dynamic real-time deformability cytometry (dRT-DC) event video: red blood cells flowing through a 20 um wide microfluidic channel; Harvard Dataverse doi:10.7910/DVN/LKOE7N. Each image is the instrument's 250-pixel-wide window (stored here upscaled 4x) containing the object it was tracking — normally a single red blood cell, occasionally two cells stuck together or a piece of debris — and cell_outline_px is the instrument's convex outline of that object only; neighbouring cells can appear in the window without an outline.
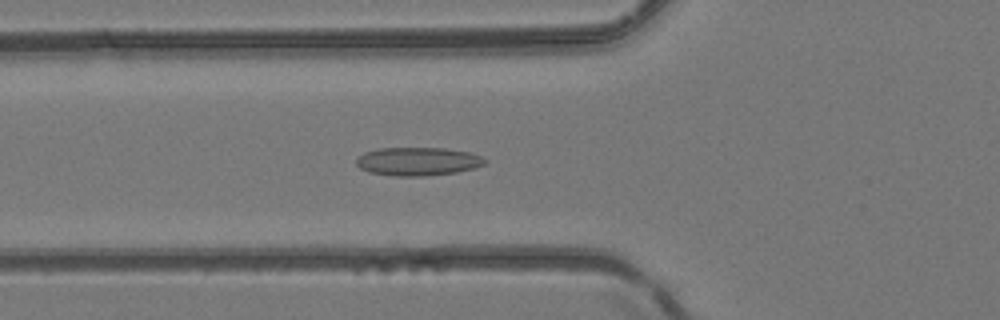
{"species": "common noctule bat (a hibernating species)", "species_latin": "Nyctalus noctula", "temperature_condition": "room temperature", "stored_images_in_passage": 48, "camera_frame_rate_fps": 3000, "um_per_image_px": 0.085, "animal": {"sex": "female", "body_mass_g": 24.6, "forearm_length_mm": 56.2}, "frame": {"image": 1, "passage_image": 18, "time_ms": 5.667, "image_size_px": [1000, 320], "cell_outline_px": [[488, 160], [484, 164], [476, 168], [456, 172], [424, 176], [392, 176], [368, 172], [360, 168], [356, 164], [356, 160], [364, 152], [380, 148], [444, 148], [468, 152], [480, 156]], "centroid_in_image_um": [35.51, 13.72], "position_along_channel_um": 90.3, "area_um2": 21.27}}
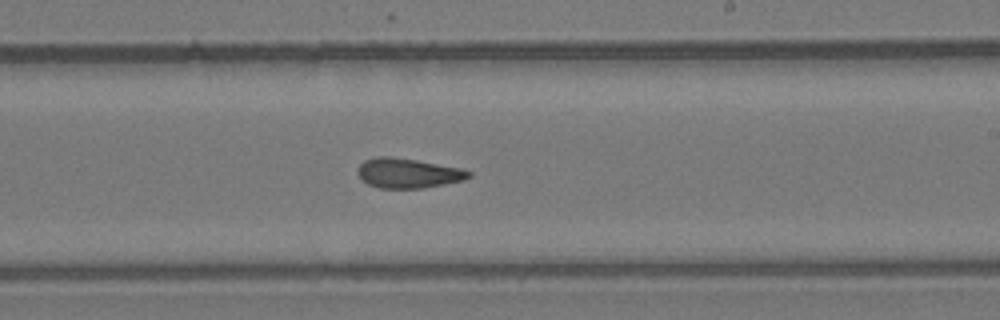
{"frame": {"image": 2, "passage_image": 29, "time_ms": 9.333, "image_size_px": [1000, 320], "cell_outline_px": [[472, 176], [464, 180], [424, 188], [380, 188], [368, 184], [356, 172], [360, 164], [364, 160], [376, 156], [388, 156], [416, 160], [460, 168], [472, 172]], "centroid_in_image_um": [34.68, 14.71], "position_along_channel_um": 254.3, "area_um2": 19.19}}
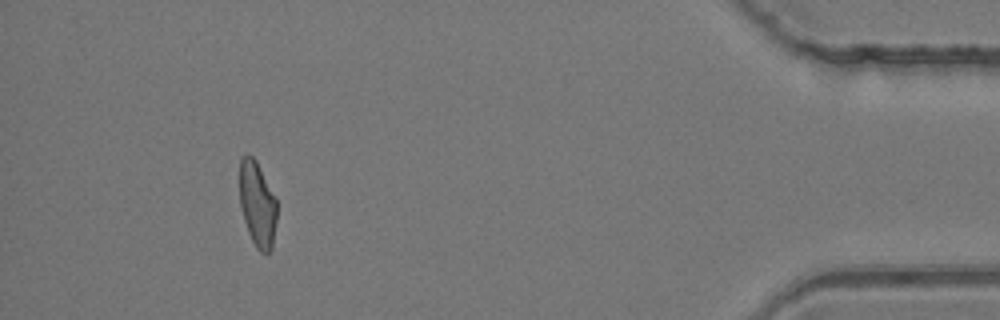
{"frame": {"image": 3, "passage_image": 44, "time_ms": 14.333, "image_size_px": [1000, 320], "cell_outline_px": [[276, 220], [272, 248], [268, 252], [260, 252], [256, 248], [248, 232], [240, 208], [240, 156], [248, 152], [256, 160], [276, 200]], "centroid_in_image_um": [21.85, 17.33], "position_along_channel_um": 413.3, "area_um2": 18.44}}